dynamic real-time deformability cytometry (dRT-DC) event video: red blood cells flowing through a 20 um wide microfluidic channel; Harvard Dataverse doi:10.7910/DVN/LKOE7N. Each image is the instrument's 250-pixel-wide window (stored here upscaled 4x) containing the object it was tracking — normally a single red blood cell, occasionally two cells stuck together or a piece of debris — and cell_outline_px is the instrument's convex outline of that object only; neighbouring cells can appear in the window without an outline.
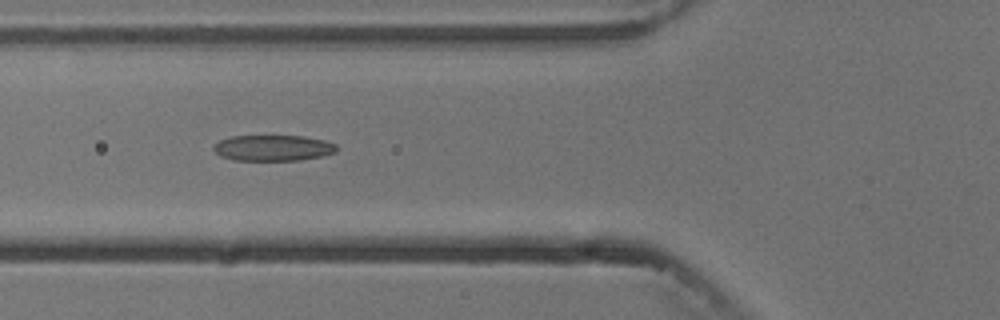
{"species": "common noctule bat (a hibernating species)", "species_latin": "Nyctalus noctula", "temperature_condition": "cold", "stored_images_in_passage": 7, "camera_frame_rate_fps": 3000, "um_per_image_px": 0.085, "animal": {"sex": "male", "body_mass_g": 13.3}, "frame": {"image": 1, "passage_image": 6, "time_ms": 5.667, "image_size_px": [1000, 320], "cell_outline_px": [[340, 148], [336, 152], [320, 156], [300, 160], [232, 160], [220, 156], [212, 148], [212, 144], [220, 140], [232, 136], [304, 136], [324, 140], [336, 144]], "centroid_in_image_um": [23.2, 12.57], "position_along_channel_um": 102.6, "area_um2": 18.67}}
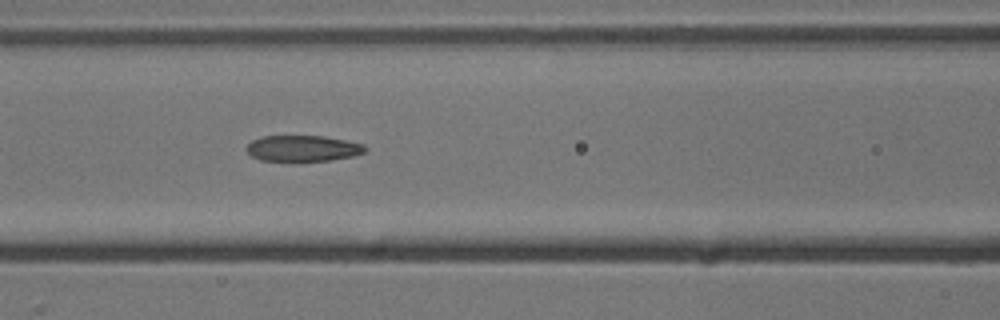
{"frame": {"image": 2, "passage_image": 7, "time_ms": 6.667, "image_size_px": [1000, 320], "cell_outline_px": [[368, 148], [364, 152], [352, 156], [328, 160], [300, 164], [292, 164], [260, 160], [252, 156], [248, 152], [248, 144], [252, 140], [260, 136], [324, 136], [364, 144]], "centroid_in_image_um": [25.71, 12.66], "position_along_channel_um": 140.9, "area_um2": 18.73}}